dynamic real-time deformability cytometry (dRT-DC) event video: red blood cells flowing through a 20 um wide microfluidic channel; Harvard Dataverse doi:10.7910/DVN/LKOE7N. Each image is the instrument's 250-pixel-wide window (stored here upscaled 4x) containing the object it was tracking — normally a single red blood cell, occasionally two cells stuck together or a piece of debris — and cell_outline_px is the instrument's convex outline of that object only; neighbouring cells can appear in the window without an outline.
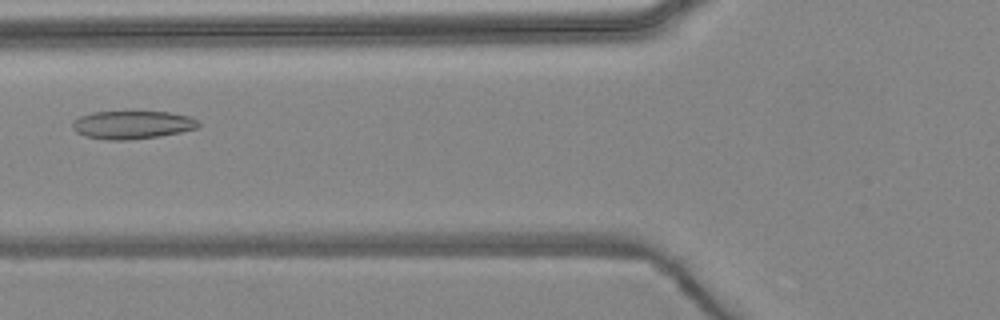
{"species": "common noctule bat (a hibernating species)", "species_latin": "Nyctalus noctula", "temperature_condition": "warm", "stored_images_in_passage": 6, "camera_frame_rate_fps": 3000, "um_per_image_px": 0.085, "animal": {"sex": "female", "body_mass_g": 24.6, "forearm_length_mm": 56.2}, "frame": {"image": 1, "passage_image": 6, "time_ms": 6.0, "image_size_px": [1000, 320], "cell_outline_px": [[200, 124], [196, 128], [180, 132], [160, 136], [124, 140], [108, 140], [84, 136], [76, 132], [72, 128], [72, 124], [80, 116], [92, 112], [168, 112], [192, 116]], "centroid_in_image_um": [11.24, 10.61], "position_along_channel_um": 114.6, "area_um2": 20.52}}